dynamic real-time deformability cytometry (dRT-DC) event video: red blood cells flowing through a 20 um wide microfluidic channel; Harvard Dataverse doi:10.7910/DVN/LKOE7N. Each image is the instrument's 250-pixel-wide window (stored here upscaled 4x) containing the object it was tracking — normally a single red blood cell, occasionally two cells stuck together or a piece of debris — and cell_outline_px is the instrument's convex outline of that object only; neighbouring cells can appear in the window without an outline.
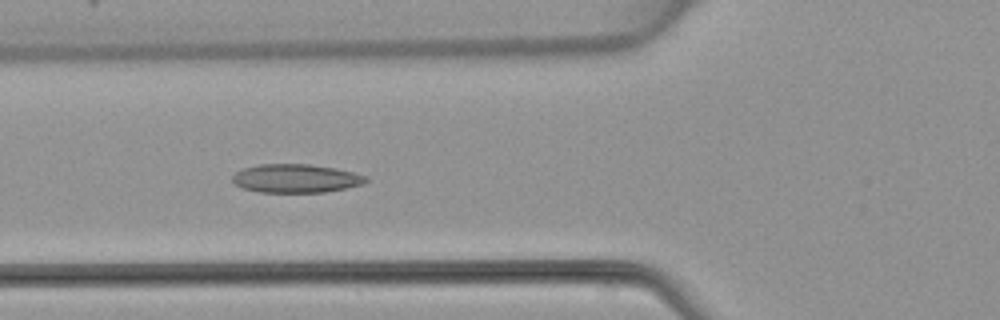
{"species": "common noctule bat (a hibernating species)", "species_latin": "Nyctalus noctula", "temperature_condition": "warm", "stored_images_in_passage": 48, "camera_frame_rate_fps": 3000, "um_per_image_px": 0.085, "animal": {"sex": "female", "body_mass_g": 22.7, "forearm_length_mm": 54.2}, "frame": {"image": 1, "passage_image": 18, "time_ms": 5.667, "image_size_px": [1000, 320], "cell_outline_px": [[368, 180], [364, 184], [324, 192], [260, 192], [244, 188], [236, 184], [232, 180], [232, 176], [236, 172], [244, 168], [260, 164], [308, 164], [336, 168], [368, 176]], "centroid_in_image_um": [25.17, 15.16], "position_along_channel_um": 100.6, "area_um2": 22.08}}
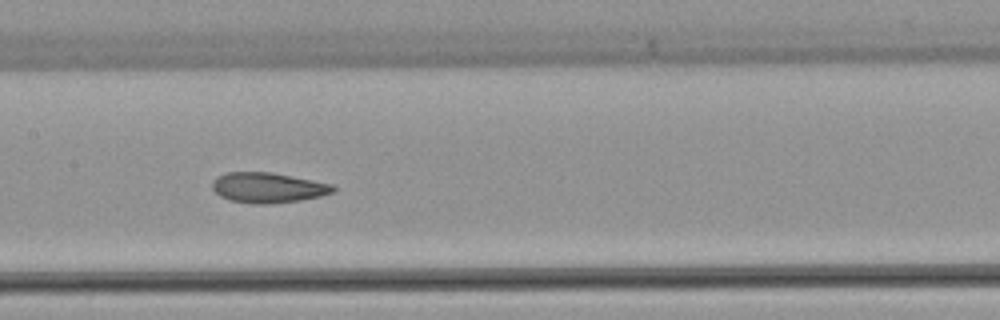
{"frame": {"image": 2, "passage_image": 24, "time_ms": 7.667, "image_size_px": [1000, 320], "cell_outline_px": [[336, 188], [332, 192], [320, 196], [300, 200], [268, 204], [256, 204], [232, 200], [220, 196], [212, 188], [212, 180], [216, 176], [228, 172], [272, 172], [332, 184]], "centroid_in_image_um": [22.75, 15.94], "position_along_channel_um": 184.7, "area_um2": 21.15}}
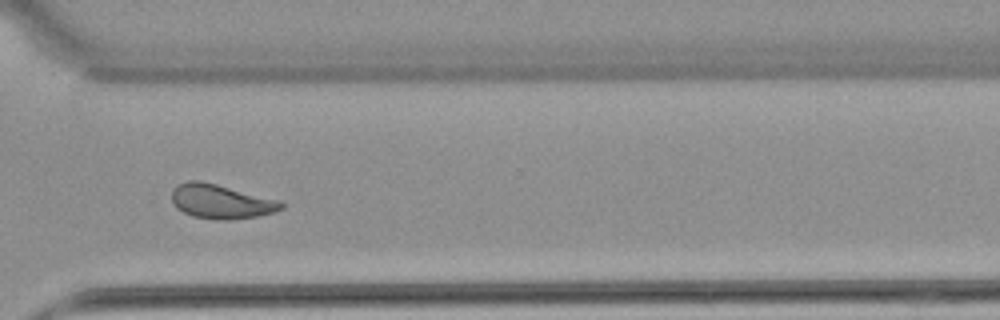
{"frame": {"image": 3, "passage_image": 36, "time_ms": 11.667, "image_size_px": [1000, 320], "cell_outline_px": [[284, 208], [272, 212], [256, 216], [228, 220], [216, 220], [192, 216], [176, 208], [172, 204], [172, 188], [188, 180], [200, 180], [280, 200], [284, 204]], "centroid_in_image_um": [18.75, 17.13], "position_along_channel_um": 351.8, "area_um2": 21.85}}